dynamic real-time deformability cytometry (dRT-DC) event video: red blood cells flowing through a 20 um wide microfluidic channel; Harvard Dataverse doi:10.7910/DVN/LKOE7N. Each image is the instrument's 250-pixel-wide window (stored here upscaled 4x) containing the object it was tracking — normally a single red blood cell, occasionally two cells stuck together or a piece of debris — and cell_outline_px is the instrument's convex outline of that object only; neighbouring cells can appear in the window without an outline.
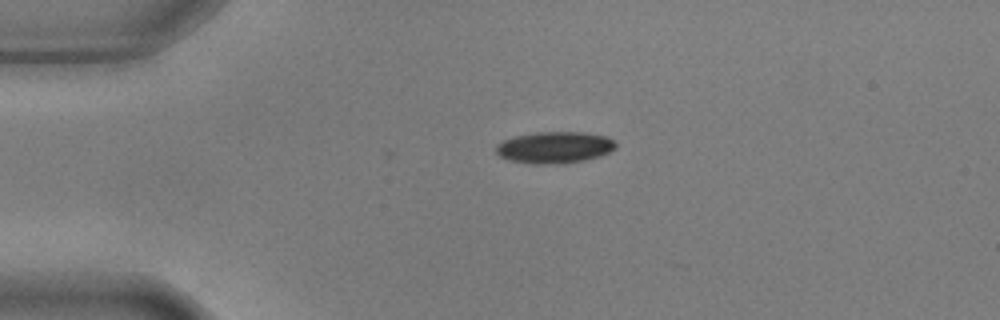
{"species": "common noctule bat (a hibernating species)", "species_latin": "Nyctalus noctula", "temperature_condition": "warm", "stored_images_in_passage": 15, "camera_frame_rate_fps": 3000, "um_per_image_px": 0.085, "animal": {"sex": "male", "body_mass_g": 17.9, "forearm_length_mm": 54.2}, "frame": {"image": 1, "passage_image": 1, "time_ms": 0.0, "image_size_px": [1000, 320], "cell_outline_px": [[616, 148], [600, 156], [584, 160], [564, 164], [532, 164], [508, 160], [500, 156], [496, 152], [496, 144], [504, 140], [516, 136], [536, 132], [584, 132], [608, 136], [616, 144]], "centroid_in_image_um": [47.14, 12.54], "position_along_channel_um": 37.9, "area_um2": 22.2}}
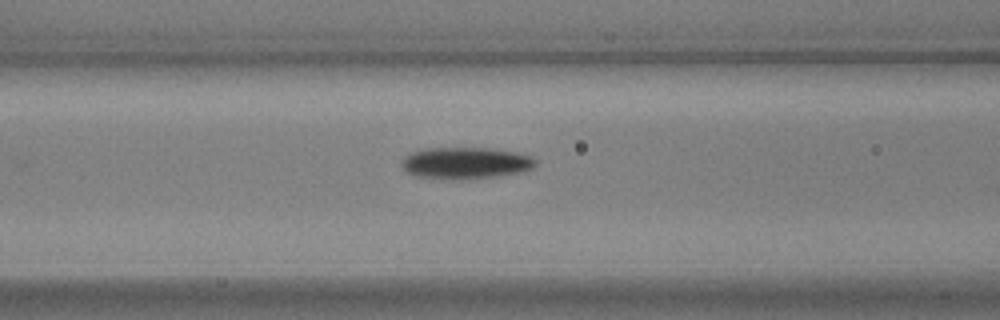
{"frame": {"image": 2, "passage_image": 11, "time_ms": 3.333, "image_size_px": [1000, 320], "cell_outline_px": [[536, 164], [532, 168], [524, 172], [500, 176], [460, 180], [452, 180], [416, 176], [408, 172], [400, 164], [404, 156], [412, 152], [424, 148], [488, 148], [520, 152], [532, 156], [536, 160]], "centroid_in_image_um": [39.61, 13.86], "position_along_channel_um": 127.0, "area_um2": 25.14}}
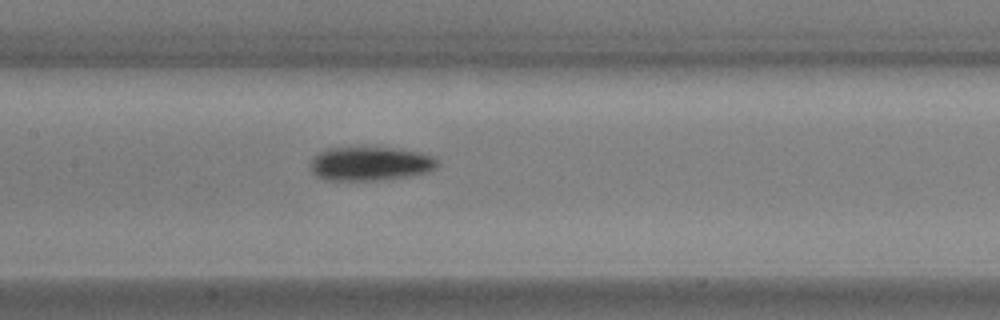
{"frame": {"image": 3, "passage_image": 15, "time_ms": 4.667, "image_size_px": [1000, 320], "cell_outline_px": [[440, 164], [436, 168], [428, 172], [408, 176], [380, 180], [324, 180], [316, 176], [308, 168], [308, 164], [320, 152], [328, 148], [392, 148], [420, 152], [432, 156]], "centroid_in_image_um": [31.45, 13.93], "position_along_channel_um": 175.9, "area_um2": 25.09}}